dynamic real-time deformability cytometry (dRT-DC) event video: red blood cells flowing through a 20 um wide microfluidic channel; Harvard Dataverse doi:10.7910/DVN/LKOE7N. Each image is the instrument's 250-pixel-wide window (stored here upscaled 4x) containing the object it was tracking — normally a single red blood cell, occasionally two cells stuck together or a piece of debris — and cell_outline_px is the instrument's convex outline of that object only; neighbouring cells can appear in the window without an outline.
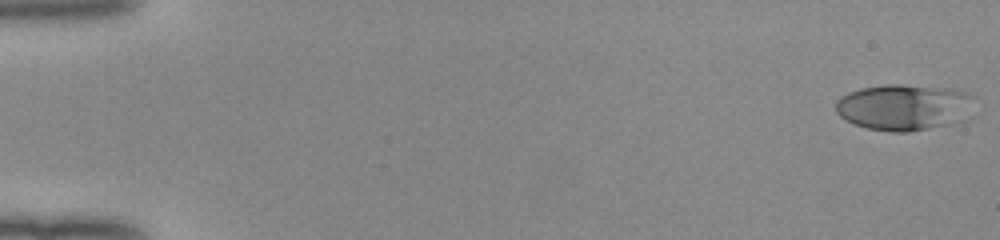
{"species": "human", "species_latin": "Homo sapiens", "temperature_condition": "room temperature", "stored_images_in_passage": 52, "camera_frame_rate_fps": 3000, "um_per_image_px": 0.085, "donor": {"sex": "female"}, "frame": {"image": 1, "passage_image": 1, "time_ms": 0.0, "image_size_px": [1000, 240], "cell_outline_px": [[976, 96], [968, 120], [952, 124], [908, 132], [888, 132], [868, 128], [856, 124], [840, 116], [836, 112], [836, 100], [840, 96], [848, 92], [860, 88], [888, 84], [900, 84], [952, 88], [968, 92]], "centroid_in_image_um": [76.92, 9.1], "position_along_channel_um": 8.1, "area_um2": 38.09}}
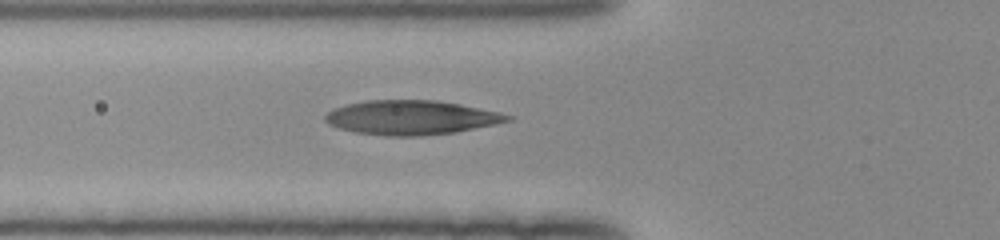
{"frame": {"image": 2, "passage_image": 20, "time_ms": 6.333, "image_size_px": [1000, 240], "cell_outline_px": [[516, 116], [512, 120], [456, 132], [424, 136], [384, 136], [356, 132], [340, 128], [328, 124], [324, 120], [324, 116], [332, 108], [364, 100], [436, 100], [460, 104], [500, 112]], "centroid_in_image_um": [34.95, 9.99], "position_along_channel_um": 90.8, "area_um2": 36.65}}
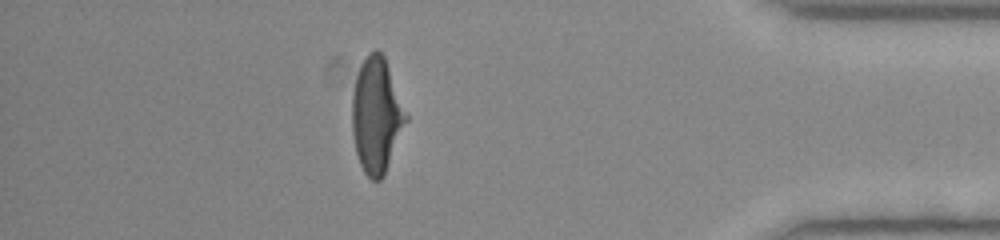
{"frame": {"image": 3, "passage_image": 46, "time_ms": 15.0, "image_size_px": [1000, 240], "cell_outline_px": [[408, 120], [384, 176], [380, 180], [372, 180], [364, 172], [360, 164], [356, 152], [352, 132], [352, 96], [356, 76], [360, 64], [368, 52], [376, 48], [384, 56], [408, 116]], "centroid_in_image_um": [32.0, 9.8], "position_along_channel_um": 403.2, "area_um2": 36.24}, "authors_computed_cell_mechanics": {"area_um2": 35.6626, "velocity_mm_per_s": 4.0123, "shape_relaxation_time_tau1_ms": 5.3654, "shape_relaxation_time_tau2_ms": 1.0071, "deformation_change_tau1": 0.2329, "deformation_change_tau2": 0.1029}}